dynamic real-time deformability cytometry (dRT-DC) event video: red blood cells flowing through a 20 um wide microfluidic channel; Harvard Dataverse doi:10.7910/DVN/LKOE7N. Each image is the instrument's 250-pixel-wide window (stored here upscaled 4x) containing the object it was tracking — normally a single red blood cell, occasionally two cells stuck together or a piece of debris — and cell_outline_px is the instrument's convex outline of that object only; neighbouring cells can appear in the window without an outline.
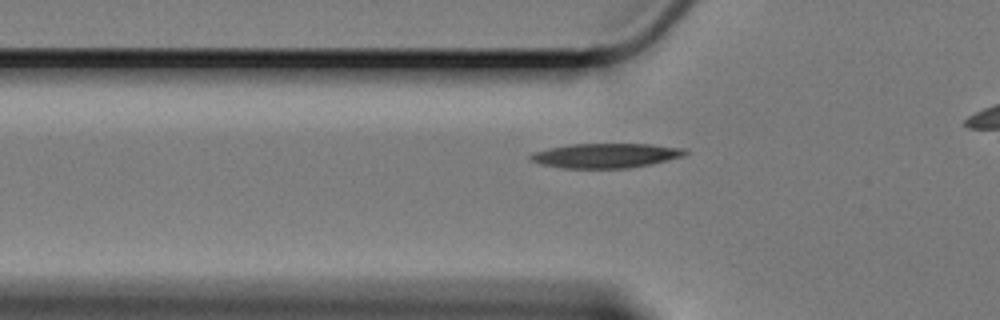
{"species": "Egyptian fruit bat (a non-hibernating species)", "species_latin": "Rousettus aegyptiacus", "temperature_condition": "cold", "stored_images_in_passage": 8, "camera_frame_rate_fps": 3000, "um_per_image_px": 0.085, "animal": {"sex": "female"}, "frame": {"image": 1, "passage_image": 5, "time_ms": 1.333, "image_size_px": [1000, 320], "cell_outline_px": [[688, 152], [684, 156], [648, 164], [628, 168], [560, 168], [544, 164], [532, 160], [528, 156], [532, 152], [548, 148], [568, 144], [652, 144], [688, 148]], "centroid_in_image_um": [51.51, 13.21], "position_along_channel_um": 74.3, "area_um2": 22.14}}
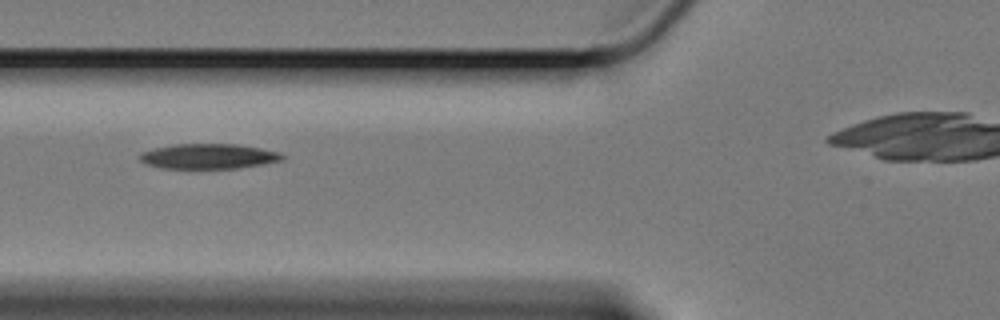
{"frame": {"image": 2, "passage_image": 8, "time_ms": 2.333, "image_size_px": [1000, 320], "cell_outline_px": [[284, 160], [264, 164], [236, 168], [160, 168], [148, 164], [140, 160], [140, 152], [172, 144], [240, 144], [280, 152], [284, 156]], "centroid_in_image_um": [17.76, 13.28], "position_along_channel_um": 108.0, "area_um2": 20.81}}